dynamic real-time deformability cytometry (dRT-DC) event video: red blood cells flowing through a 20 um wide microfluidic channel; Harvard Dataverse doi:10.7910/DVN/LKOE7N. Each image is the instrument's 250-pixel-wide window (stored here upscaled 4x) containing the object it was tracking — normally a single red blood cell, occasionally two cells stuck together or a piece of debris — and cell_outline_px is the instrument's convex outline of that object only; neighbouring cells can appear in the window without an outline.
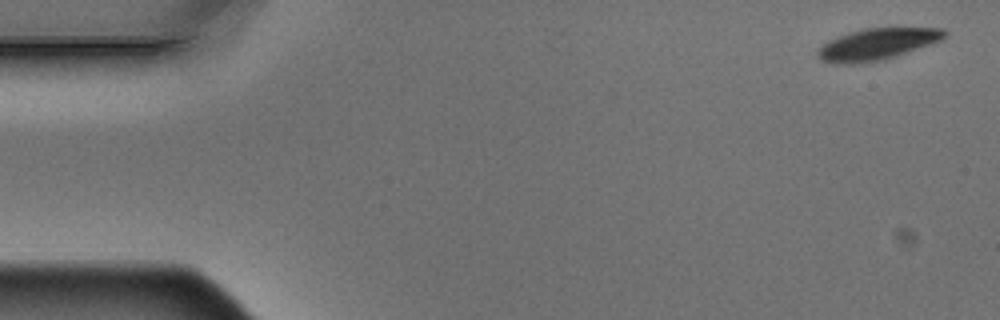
{"species": "Egyptian fruit bat (a non-hibernating species)", "species_latin": "Rousettus aegyptiacus", "temperature_condition": "warm", "stored_images_in_passage": 5, "camera_frame_rate_fps": 3000, "um_per_image_px": 0.085, "animal": {"sex": "male"}, "frame": {"image": 1, "passage_image": 1, "time_ms": 0.0, "image_size_px": [1000, 320], "cell_outline_px": [[948, 36], [932, 44], [884, 60], [852, 64], [836, 64], [820, 60], [816, 52], [828, 40], [848, 32], [868, 28], [944, 28], [948, 32]], "centroid_in_image_um": [74.57, 3.76], "position_along_channel_um": 10.4, "area_um2": 23.41}}
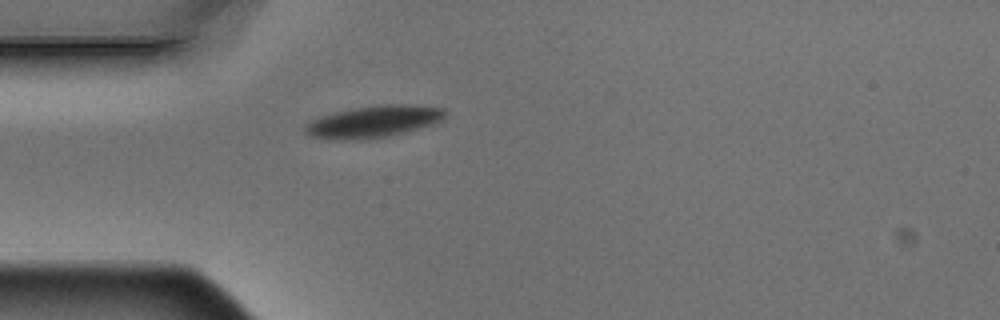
{"frame": {"image": 2, "passage_image": 5, "time_ms": 1.333, "image_size_px": [1000, 320], "cell_outline_px": [[448, 112], [440, 120], [432, 124], [404, 132], [388, 136], [368, 140], [332, 140], [312, 136], [304, 132], [304, 124], [320, 116], [336, 112], [356, 108], [380, 104], [412, 104], [444, 108]], "centroid_in_image_um": [31.73, 10.34], "position_along_channel_um": 53.3, "area_um2": 26.13}}